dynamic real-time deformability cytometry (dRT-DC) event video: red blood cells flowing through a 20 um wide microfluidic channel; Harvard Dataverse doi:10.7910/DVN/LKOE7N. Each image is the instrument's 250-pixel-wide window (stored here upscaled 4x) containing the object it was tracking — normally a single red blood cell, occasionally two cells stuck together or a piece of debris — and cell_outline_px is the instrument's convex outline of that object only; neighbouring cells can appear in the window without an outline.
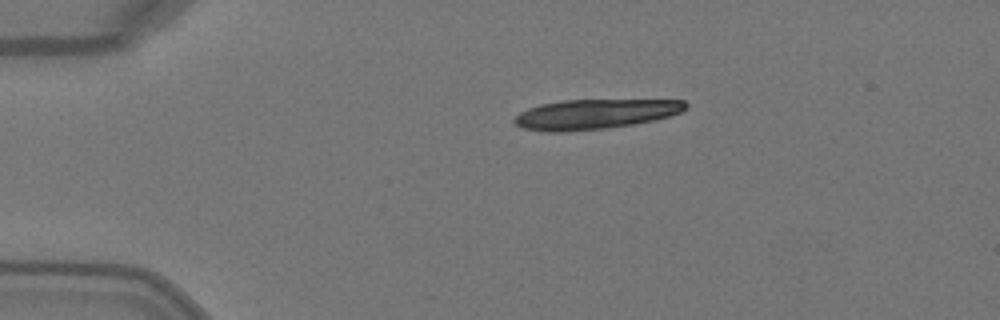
{"species": "Egyptian fruit bat (a non-hibernating species)", "species_latin": "Rousettus aegyptiacus", "temperature_condition": "warm", "stored_images_in_passage": 3, "camera_frame_rate_fps": 3000, "um_per_image_px": 0.085, "animal": {"sex": "female"}, "frame": {"image": 1, "passage_image": 3, "time_ms": 0.667, "image_size_px": [1000, 320], "cell_outline_px": [[688, 108], [680, 112], [668, 116], [652, 120], [632, 124], [608, 128], [564, 132], [544, 132], [524, 128], [516, 124], [512, 120], [520, 112], [528, 108], [540, 104], [560, 100], [684, 100], [688, 104]], "centroid_in_image_um": [50.54, 9.7], "position_along_channel_um": 34.5, "area_um2": 29.82}}